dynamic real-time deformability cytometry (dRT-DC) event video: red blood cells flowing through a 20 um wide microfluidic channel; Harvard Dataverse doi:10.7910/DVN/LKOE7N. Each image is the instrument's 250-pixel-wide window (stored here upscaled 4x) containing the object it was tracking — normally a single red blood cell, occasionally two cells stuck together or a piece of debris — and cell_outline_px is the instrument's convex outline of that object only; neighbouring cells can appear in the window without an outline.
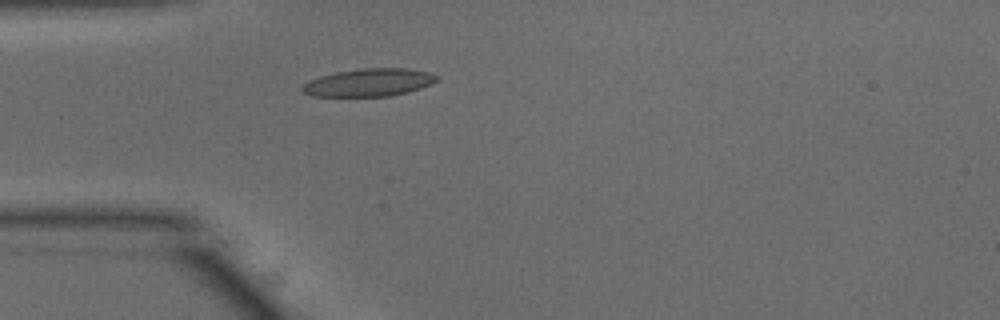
{"species": "common noctule bat (a hibernating species)", "species_latin": "Nyctalus noctula", "temperature_condition": "warm", "stored_images_in_passage": 38, "camera_frame_rate_fps": 3000, "um_per_image_px": 0.085, "animal": {"sex": "male", "body_mass_g": 15.6}, "frame": {"image": 1, "passage_image": 1, "time_ms": 0.0, "image_size_px": [1000, 320], "cell_outline_px": [[440, 80], [432, 84], [408, 92], [388, 96], [312, 96], [304, 92], [300, 88], [308, 80], [320, 76], [336, 72], [364, 68], [408, 68], [428, 72], [440, 76]], "centroid_in_image_um": [31.4, 7.01], "position_along_channel_um": 53.6, "area_um2": 21.85}}
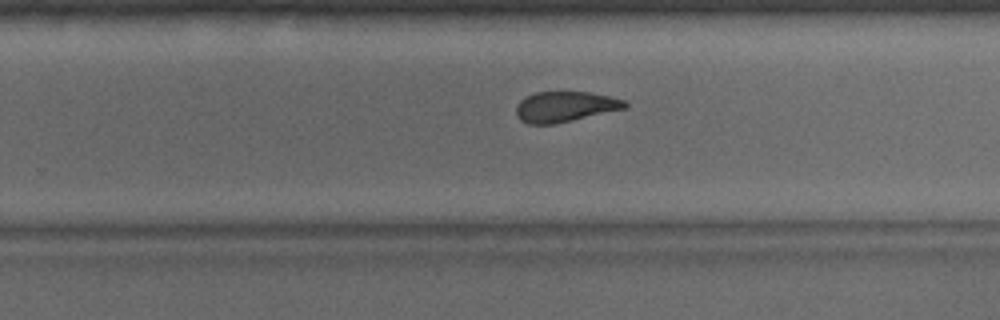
{"frame": {"image": 2, "passage_image": 19, "time_ms": 6.0, "image_size_px": [1000, 320], "cell_outline_px": [[628, 108], [572, 120], [552, 124], [528, 124], [520, 120], [516, 116], [516, 104], [524, 96], [536, 92], [588, 92], [612, 96], [624, 100], [628, 104]], "centroid_in_image_um": [48.02, 9.06], "position_along_channel_um": 281.8, "area_um2": 19.48}}
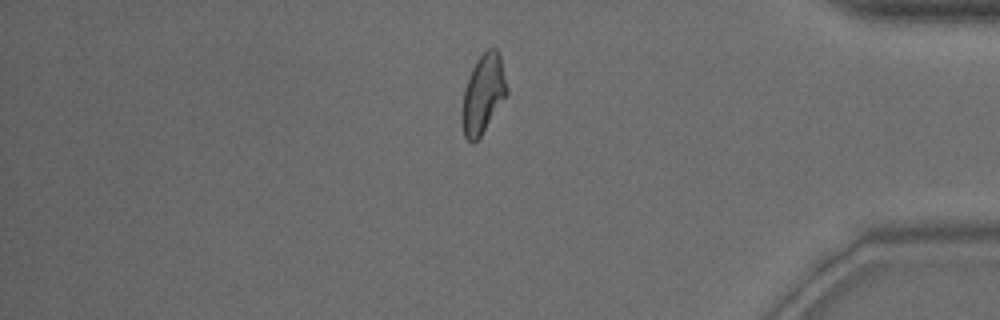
{"frame": {"image": 3, "passage_image": 30, "time_ms": 9.667, "image_size_px": [1000, 320], "cell_outline_px": [[508, 92], [480, 136], [472, 144], [464, 136], [464, 88], [472, 68], [476, 60], [488, 48], [496, 48], [500, 52], [508, 88]], "centroid_in_image_um": [41.11, 7.9], "position_along_channel_um": 394.1, "area_um2": 19.94}, "authors_computed_cell_mechanics": {"area_um2": 20.4901, "velocity_mm_per_s": 3.8956, "shape_relaxation_time_tau1_ms": null, "shape_relaxation_time_tau2_ms": 1.6328, "deformation_change_tau1": null, "deformation_change_tau2": 0.0981}}